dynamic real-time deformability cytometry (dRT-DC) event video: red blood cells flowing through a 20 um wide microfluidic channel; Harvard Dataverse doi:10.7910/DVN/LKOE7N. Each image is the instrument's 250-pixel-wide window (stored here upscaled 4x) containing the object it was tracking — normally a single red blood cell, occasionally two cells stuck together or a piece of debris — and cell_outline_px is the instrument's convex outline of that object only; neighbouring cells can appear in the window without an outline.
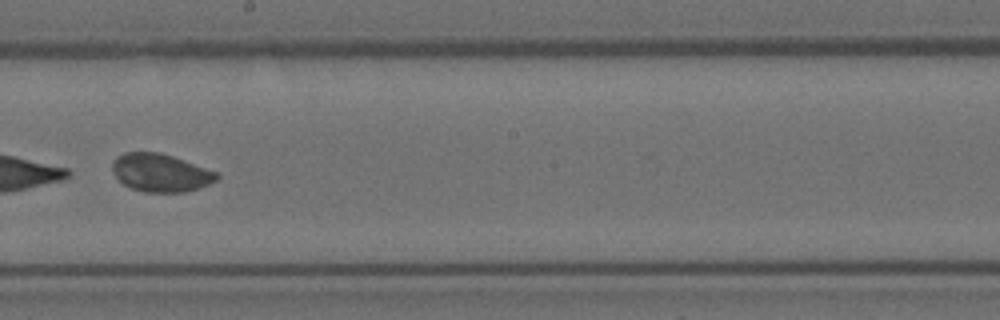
{"species": "Egyptian fruit bat (a non-hibernating species)", "species_latin": "Rousettus aegyptiacus", "temperature_condition": "room temperature", "stored_images_in_passage": 42, "camera_frame_rate_fps": 3000, "um_per_image_px": 0.085, "animal": {"sex": "female"}, "frame": {"image": 1, "passage_image": 24, "time_ms": 7.667, "image_size_px": [1000, 320], "cell_outline_px": [[220, 176], [216, 180], [208, 184], [184, 192], [144, 192], [132, 188], [124, 184], [116, 176], [112, 168], [112, 160], [116, 156], [124, 152], [160, 152], [184, 160], [216, 172]], "centroid_in_image_um": [13.61, 14.67], "position_along_channel_um": 234.6, "area_um2": 22.89}}
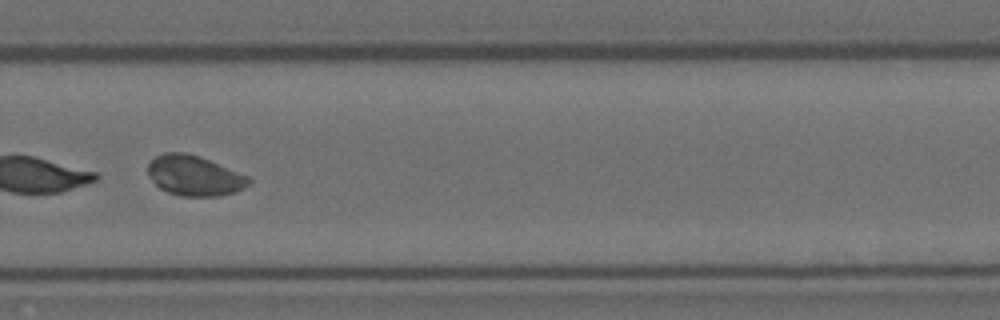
{"frame": {"image": 2, "passage_image": 30, "time_ms": 9.667, "image_size_px": [1000, 320], "cell_outline_px": [[252, 180], [244, 188], [236, 192], [220, 196], [180, 196], [168, 192], [160, 188], [148, 176], [148, 164], [156, 156], [164, 152], [184, 152], [200, 156], [248, 176]], "centroid_in_image_um": [16.52, 14.93], "position_along_channel_um": 313.3, "area_um2": 23.64}}